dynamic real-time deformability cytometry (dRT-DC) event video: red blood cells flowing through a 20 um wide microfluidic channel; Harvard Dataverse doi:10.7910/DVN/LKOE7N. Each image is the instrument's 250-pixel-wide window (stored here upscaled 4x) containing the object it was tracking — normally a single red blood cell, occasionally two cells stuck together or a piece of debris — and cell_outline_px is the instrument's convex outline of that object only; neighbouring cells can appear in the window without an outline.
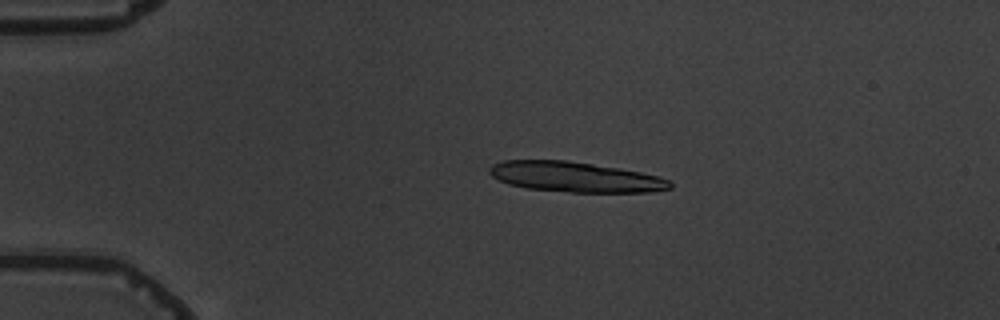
{"species": "common noctule bat (a hibernating species)", "species_latin": "Nyctalus noctula", "temperature_condition": "warm", "stored_images_in_passage": 4, "camera_frame_rate_fps": 3000, "um_per_image_px": 0.085, "animal": {"sex": "male", "body_mass_g": 19.5, "forearm_length_mm": 54.6}, "frame": {"image": 1, "passage_image": 3, "time_ms": 2.667, "image_size_px": [1000, 320], "cell_outline_px": [[672, 188], [648, 192], [568, 192], [528, 188], [508, 184], [492, 176], [488, 172], [488, 168], [492, 164], [504, 160], [568, 160], [620, 168], [660, 176], [668, 180], [672, 184]], "centroid_in_image_um": [48.88, 15.03], "position_along_channel_um": 36.1, "area_um2": 31.85}}